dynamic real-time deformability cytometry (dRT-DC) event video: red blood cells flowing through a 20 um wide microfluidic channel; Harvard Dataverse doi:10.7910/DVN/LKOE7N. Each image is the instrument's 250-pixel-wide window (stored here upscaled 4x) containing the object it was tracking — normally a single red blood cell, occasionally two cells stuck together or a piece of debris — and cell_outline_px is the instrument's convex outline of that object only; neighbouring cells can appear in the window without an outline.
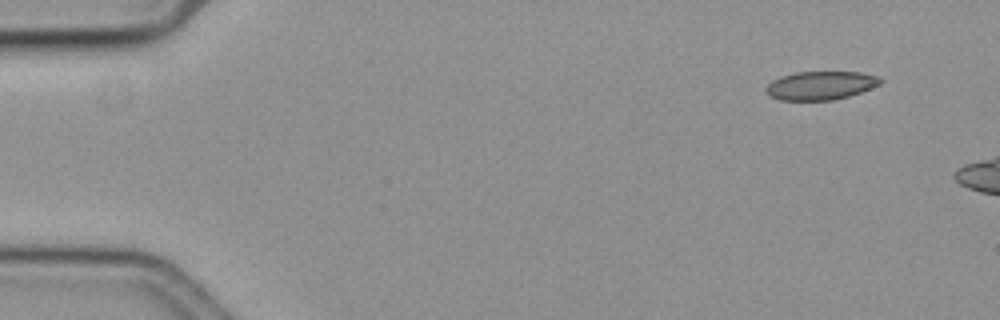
{"species": "common noctule bat (a hibernating species)", "species_latin": "Nyctalus noctula", "temperature_condition": "cold", "stored_images_in_passage": 8, "camera_frame_rate_fps": 3000, "um_per_image_px": 0.085, "animal": {"sex": "female", "body_mass_g": 19.3, "forearm_length_mm": 54.1}, "frame": {"image": 1, "passage_image": 1, "time_ms": 0.0, "image_size_px": [1000, 320], "cell_outline_px": [[884, 80], [880, 84], [860, 92], [848, 96], [832, 100], [780, 100], [768, 96], [764, 92], [764, 88], [772, 80], [780, 76], [796, 72], [860, 72], [880, 76]], "centroid_in_image_um": [69.72, 7.26], "position_along_channel_um": 15.3, "area_um2": 19.19}}